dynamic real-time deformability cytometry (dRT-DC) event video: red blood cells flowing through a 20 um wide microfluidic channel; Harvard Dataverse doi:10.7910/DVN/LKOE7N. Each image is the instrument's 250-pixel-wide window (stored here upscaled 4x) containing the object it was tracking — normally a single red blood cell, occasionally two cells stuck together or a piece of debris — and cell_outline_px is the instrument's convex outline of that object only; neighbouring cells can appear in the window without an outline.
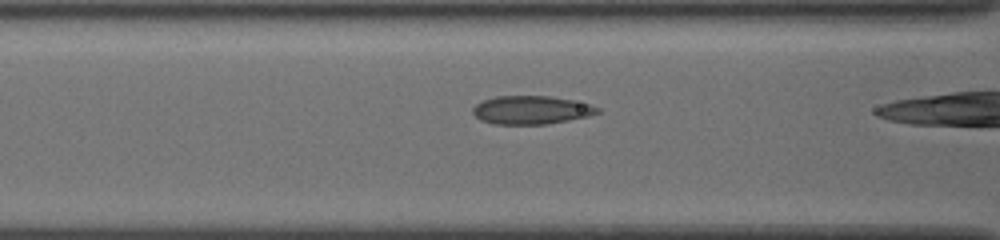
{"species": "common noctule bat (a hibernating species)", "species_latin": "Nyctalus noctula", "temperature_condition": "cold", "stored_images_in_passage": 29, "camera_frame_rate_fps": 3000, "um_per_image_px": 0.085, "animal": {"sex": "female", "body_mass_g": 19.5, "forearm_length_mm": 54.1}, "frame": {"image": 1, "passage_image": 18, "time_ms": 5.667, "image_size_px": [1000, 240], "cell_outline_px": [[600, 112], [588, 116], [568, 120], [544, 124], [492, 124], [480, 120], [472, 112], [472, 108], [476, 104], [484, 100], [496, 96], [548, 96], [572, 100], [588, 104], [600, 108]], "centroid_in_image_um": [45.12, 9.35], "position_along_channel_um": 121.5, "area_um2": 20.46}}
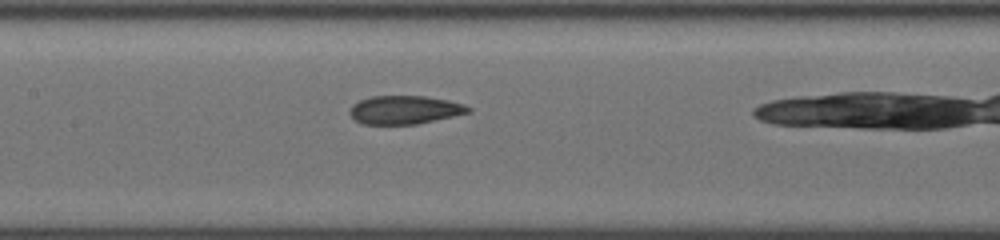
{"frame": {"image": 2, "passage_image": 22, "time_ms": 7.0, "image_size_px": [1000, 240], "cell_outline_px": [[472, 112], [416, 124], [360, 124], [348, 112], [352, 104], [360, 100], [372, 96], [424, 96], [448, 100], [464, 104], [472, 108]], "centroid_in_image_um": [34.4, 9.33], "position_along_channel_um": 173.0, "area_um2": 19.65}}
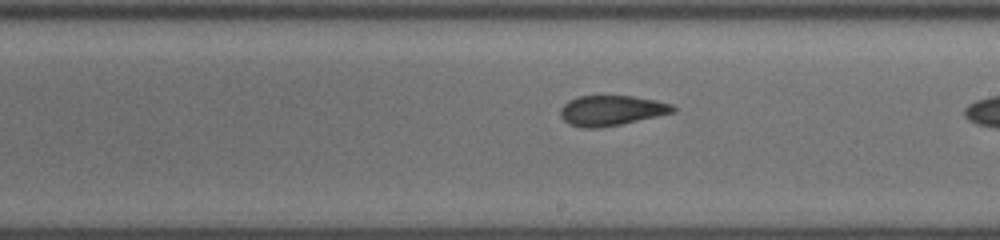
{"frame": {"image": 3, "passage_image": 27, "time_ms": 8.667, "image_size_px": [1000, 240], "cell_outline_px": [[676, 112], [620, 124], [596, 128], [584, 128], [568, 124], [560, 116], [560, 108], [568, 100], [580, 96], [632, 96], [656, 100], [672, 104], [676, 108]], "centroid_in_image_um": [51.96, 9.39], "position_along_channel_um": 237.0, "area_um2": 19.77}}